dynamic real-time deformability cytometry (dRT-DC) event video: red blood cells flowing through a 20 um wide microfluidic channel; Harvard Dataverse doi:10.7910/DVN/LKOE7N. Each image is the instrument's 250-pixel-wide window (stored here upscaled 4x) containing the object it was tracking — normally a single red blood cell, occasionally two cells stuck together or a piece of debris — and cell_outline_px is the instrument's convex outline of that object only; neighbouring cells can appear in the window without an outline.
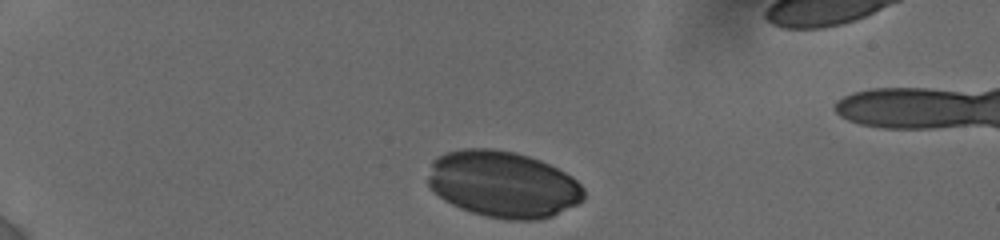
{"species": "human", "species_latin": "Homo sapiens", "temperature_condition": "cold", "stored_images_in_passage": 10, "camera_frame_rate_fps": 3000, "um_per_image_px": 0.085, "donor": {"sex": "female"}, "frame": {"image": 1, "passage_image": 1, "time_ms": 0.0, "image_size_px": [1000, 240], "cell_outline_px": [[584, 200], [552, 216], [536, 220], [508, 220], [484, 216], [460, 208], [444, 200], [428, 184], [428, 176], [432, 160], [436, 156], [448, 152], [464, 148], [492, 148], [512, 152], [528, 156], [540, 160], [572, 176], [584, 188]], "centroid_in_image_um": [42.75, 15.66], "position_along_channel_um": 42.3, "area_um2": 60.29}}